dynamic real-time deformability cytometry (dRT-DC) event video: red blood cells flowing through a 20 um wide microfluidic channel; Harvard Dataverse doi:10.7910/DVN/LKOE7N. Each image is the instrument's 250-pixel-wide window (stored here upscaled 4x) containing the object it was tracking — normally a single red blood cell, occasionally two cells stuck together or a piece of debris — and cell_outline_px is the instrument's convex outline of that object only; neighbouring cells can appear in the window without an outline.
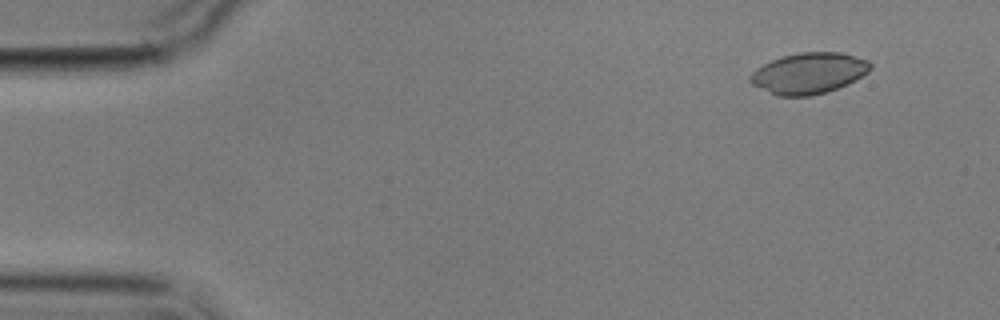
{"species": "common noctule bat (a hibernating species)", "species_latin": "Nyctalus noctula", "temperature_condition": "cold", "stored_images_in_passage": 3, "camera_frame_rate_fps": 3000, "um_per_image_px": 0.085, "animal": {"sex": "male", "body_mass_g": 17.9}, "frame": {"image": 1, "passage_image": 1, "time_ms": 0.0, "image_size_px": [1000, 320], "cell_outline_px": [[872, 68], [868, 72], [848, 84], [812, 96], [776, 96], [752, 84], [748, 80], [748, 76], [756, 68], [772, 60], [784, 56], [800, 52], [840, 52], [868, 60], [872, 64]], "centroid_in_image_um": [68.73, 6.23], "position_along_channel_um": 16.3, "area_um2": 28.67}}